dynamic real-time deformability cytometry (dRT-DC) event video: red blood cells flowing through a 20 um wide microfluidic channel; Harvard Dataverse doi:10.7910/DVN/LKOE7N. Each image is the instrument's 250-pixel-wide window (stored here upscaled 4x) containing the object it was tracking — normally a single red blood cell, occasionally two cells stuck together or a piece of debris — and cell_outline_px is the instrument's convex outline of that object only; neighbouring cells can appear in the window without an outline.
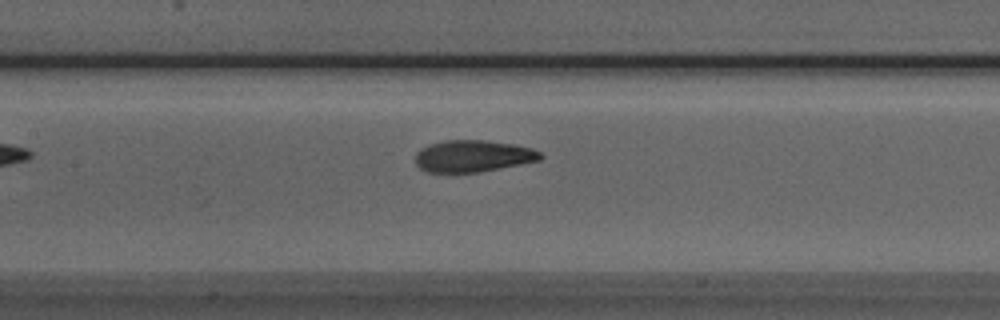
{"species": "Egyptian fruit bat (a non-hibernating species)", "species_latin": "Rousettus aegyptiacus", "temperature_condition": "room temperature", "stored_images_in_passage": 37, "camera_frame_rate_fps": 3000, "um_per_image_px": 0.085, "animal": {"sex": "male"}, "frame": {"image": 1, "passage_image": 11, "time_ms": 3.333, "image_size_px": [1000, 320], "cell_outline_px": [[544, 156], [540, 160], [480, 172], [424, 172], [416, 164], [416, 152], [420, 148], [428, 144], [448, 140], [484, 140], [516, 144], [532, 148], [540, 152]], "centroid_in_image_um": [40.2, 13.26], "position_along_channel_um": 167.2, "area_um2": 23.29}}
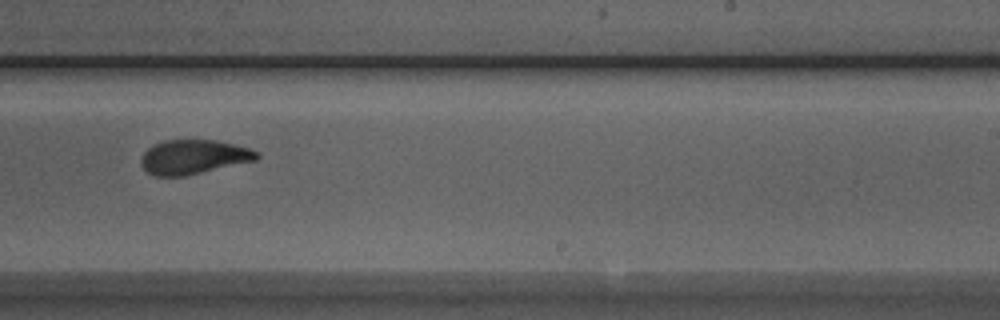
{"frame": {"image": 2, "passage_image": 19, "time_ms": 6.0, "image_size_px": [1000, 320], "cell_outline_px": [[260, 156], [256, 160], [184, 176], [156, 176], [148, 172], [144, 168], [140, 160], [144, 152], [152, 144], [164, 140], [216, 140], [248, 148], [260, 152]], "centroid_in_image_um": [16.44, 13.33], "position_along_channel_um": 272.6, "area_um2": 23.0}}
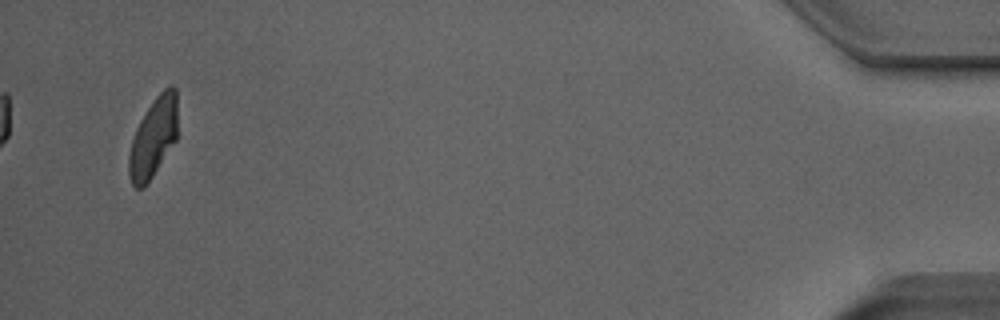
{"frame": {"image": 3, "passage_image": 37, "time_ms": 12.0, "image_size_px": [1000, 320], "cell_outline_px": [[176, 140], [152, 176], [140, 188], [136, 188], [132, 184], [128, 176], [128, 156], [132, 140], [136, 128], [140, 120], [156, 96], [168, 84], [172, 84], [176, 88]], "centroid_in_image_um": [13.02, 11.66], "position_along_channel_um": 422.2, "area_um2": 22.25}, "authors_computed_cell_mechanics": {"area_um2": 23.5824, "velocity_mm_per_s": 3.9671, "shape_relaxation_time_tau1_ms": 3.5783, "shape_relaxation_time_tau2_ms": 1.3511, "deformation_change_tau1": 0.152, "deformation_change_tau2": 0.0716}}